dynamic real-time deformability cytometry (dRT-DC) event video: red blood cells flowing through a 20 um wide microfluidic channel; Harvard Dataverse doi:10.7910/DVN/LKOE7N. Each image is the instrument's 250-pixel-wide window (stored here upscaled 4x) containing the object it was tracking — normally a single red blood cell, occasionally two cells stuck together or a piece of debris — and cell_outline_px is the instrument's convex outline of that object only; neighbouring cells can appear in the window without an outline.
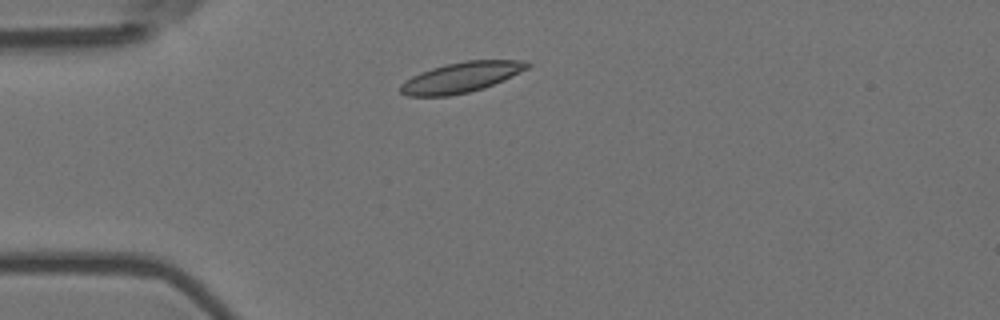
{"species": "Egyptian fruit bat (a non-hibernating species)", "species_latin": "Rousettus aegyptiacus", "temperature_condition": "room temperature", "stored_images_in_passage": 11, "camera_frame_rate_fps": 3000, "um_per_image_px": 0.085, "animal": {"sex": "female"}, "frame": {"image": 1, "passage_image": 2, "time_ms": 0.333, "image_size_px": [1000, 320], "cell_outline_px": [[532, 64], [528, 68], [484, 88], [468, 92], [448, 96], [408, 96], [400, 92], [400, 84], [412, 76], [420, 72], [444, 64], [464, 60], [528, 60]], "centroid_in_image_um": [39.19, 6.56], "position_along_channel_um": 45.8, "area_um2": 22.37}}
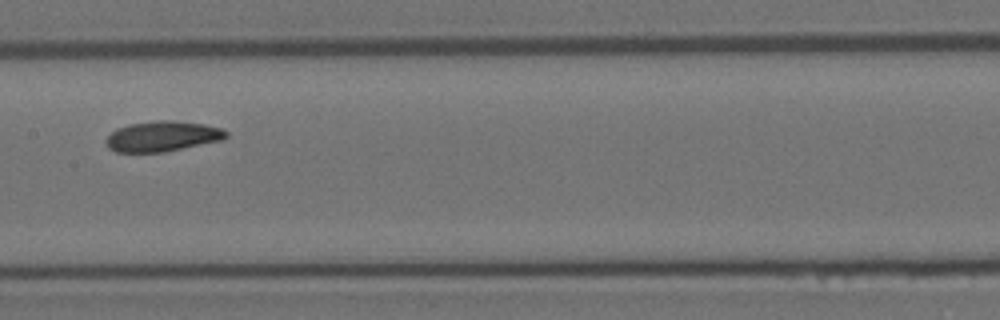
{"frame": {"image": 2, "passage_image": 6, "time_ms": 1.667, "image_size_px": [1000, 320], "cell_outline_px": [[228, 136], [224, 140], [164, 152], [116, 152], [108, 148], [104, 140], [116, 128], [128, 124], [156, 120], [168, 120], [204, 124], [224, 128], [228, 132]], "centroid_in_image_um": [13.82, 11.58], "position_along_channel_um": 193.6, "area_um2": 21.5}}
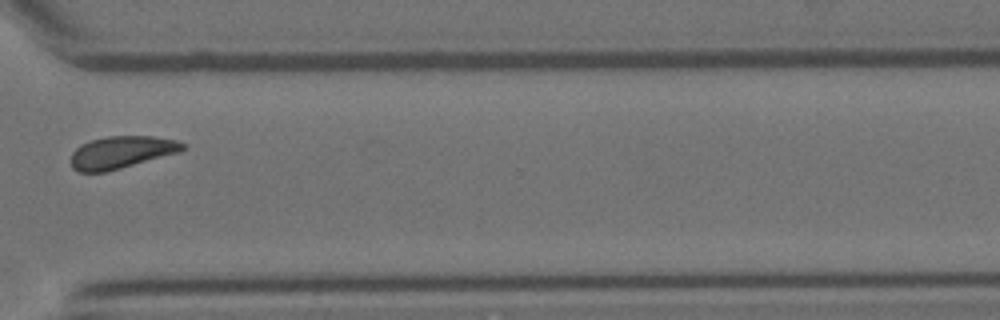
{"frame": {"image": 3, "passage_image": 10, "time_ms": 3.0, "image_size_px": [1000, 320], "cell_outline_px": [[188, 144], [180, 152], [120, 168], [104, 172], [76, 172], [72, 168], [72, 152], [80, 144], [92, 140], [108, 136], [152, 136], [176, 140]], "centroid_in_image_um": [10.32, 12.94], "position_along_channel_um": 360.3, "area_um2": 20.98}}